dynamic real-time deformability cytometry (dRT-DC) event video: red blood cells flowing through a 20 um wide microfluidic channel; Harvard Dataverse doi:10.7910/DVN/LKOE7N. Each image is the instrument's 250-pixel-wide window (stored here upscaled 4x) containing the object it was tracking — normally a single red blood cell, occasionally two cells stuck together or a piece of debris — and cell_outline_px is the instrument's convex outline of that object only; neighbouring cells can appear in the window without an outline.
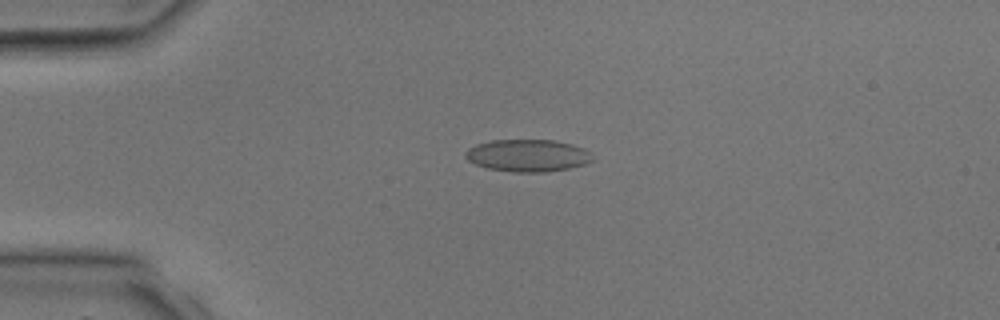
{"species": "common noctule bat (a hibernating species)", "species_latin": "Nyctalus noctula", "temperature_condition": "room temperature", "stored_images_in_passage": 3, "camera_frame_rate_fps": 3000, "um_per_image_px": 0.085, "animal": {"sex": "male", "body_mass_g": 17.9, "forearm_length_mm": 54.2}, "frame": {"image": 1, "passage_image": 2, "time_ms": 1.333, "image_size_px": [1000, 320], "cell_outline_px": [[596, 160], [584, 164], [568, 168], [544, 172], [512, 172], [488, 168], [476, 164], [468, 160], [464, 156], [464, 152], [468, 148], [476, 144], [492, 140], [556, 140], [572, 144], [584, 148], [592, 152]], "centroid_in_image_um": [44.89, 13.21], "position_along_channel_um": 40.1, "area_um2": 24.1}}